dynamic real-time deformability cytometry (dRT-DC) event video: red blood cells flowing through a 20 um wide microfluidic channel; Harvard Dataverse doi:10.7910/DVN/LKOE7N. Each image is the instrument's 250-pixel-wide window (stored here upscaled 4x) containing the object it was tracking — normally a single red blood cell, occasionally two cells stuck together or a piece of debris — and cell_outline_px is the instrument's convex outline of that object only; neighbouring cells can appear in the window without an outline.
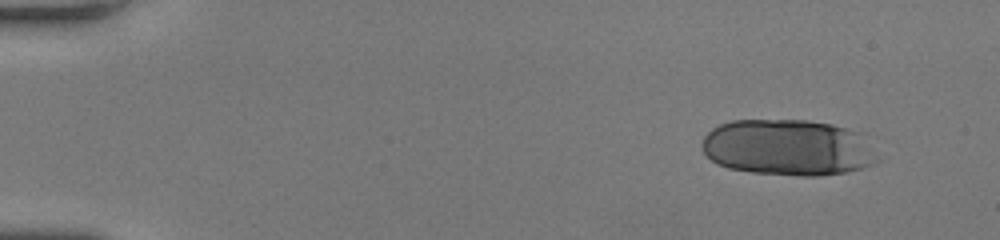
{"species": "human", "species_latin": "Homo sapiens", "temperature_condition": "room temperature", "stored_images_in_passage": 51, "camera_frame_rate_fps": 3000, "um_per_image_px": 0.085, "donor": {"sex": "female"}, "frame": {"image": 1, "passage_image": 5, "time_ms": 1.333, "image_size_px": [1000, 240], "cell_outline_px": [[880, 160], [876, 164], [844, 172], [820, 176], [800, 176], [752, 172], [728, 168], [712, 160], [704, 152], [704, 136], [712, 128], [720, 124], [732, 120], [808, 120], [832, 124], [860, 132]], "centroid_in_image_um": [67.0, 12.54], "position_along_channel_um": 18.0, "area_um2": 57.4}}
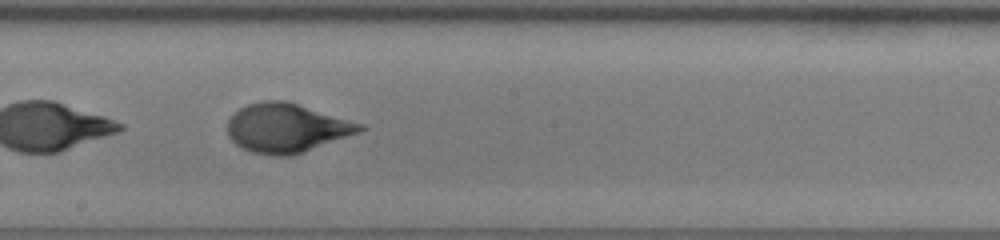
{"frame": {"image": 2, "passage_image": 30, "time_ms": 9.667, "image_size_px": [1000, 240], "cell_outline_px": [[368, 128], [360, 132], [288, 156], [272, 156], [252, 152], [236, 144], [228, 136], [228, 120], [240, 108], [248, 104], [264, 100], [284, 100], [364, 124]], "centroid_in_image_um": [24.35, 10.87], "position_along_channel_um": 223.8, "area_um2": 37.28}}
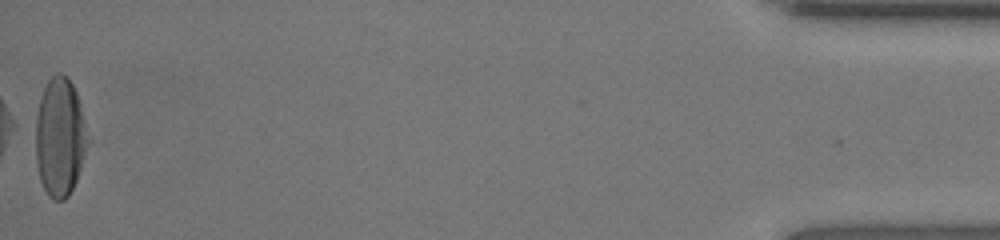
{"frame": {"image": 3, "passage_image": 51, "time_ms": 16.667, "image_size_px": [1000, 240], "cell_outline_px": [[88, 144], [76, 180], [68, 196], [64, 200], [52, 200], [48, 196], [40, 180], [36, 164], [28, 128], [28, 124], [44, 88], [48, 80], [56, 72], [60, 72], [72, 84], [80, 100], [88, 140]], "centroid_in_image_um": [4.96, 11.63], "position_along_channel_um": 430.2, "area_um2": 37.8}, "authors_computed_cell_mechanics": {"area_um2": 38.0324, "velocity_mm_per_s": 4.2273, "shape_relaxation_time_tau1_ms": 3.944, "shape_relaxation_time_tau2_ms": null, "deformation_change_tau1": 0.218, "deformation_change_tau2": null}}